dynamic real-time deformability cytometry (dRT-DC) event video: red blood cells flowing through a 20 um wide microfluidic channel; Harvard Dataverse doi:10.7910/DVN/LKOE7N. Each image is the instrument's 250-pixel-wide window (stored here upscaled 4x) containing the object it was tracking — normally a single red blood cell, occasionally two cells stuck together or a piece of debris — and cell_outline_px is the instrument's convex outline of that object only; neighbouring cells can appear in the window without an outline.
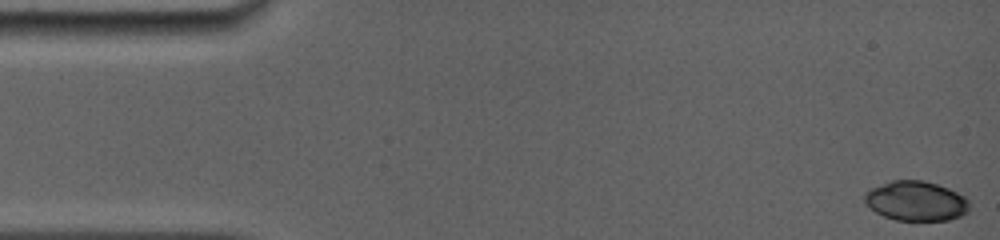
{"species": "common noctule bat (a hibernating species)", "species_latin": "Nyctalus noctula", "temperature_condition": "room temperature", "stored_images_in_passage": 12, "camera_frame_rate_fps": 5000, "um_per_image_px": 0.085, "animal": {"sex": "female", "body_mass_g": 19.0, "forearm_length_mm": 56.7}, "frame": {"image": 1, "passage_image": 1, "time_ms": 0.0, "image_size_px": [1000, 240], "cell_outline_px": [[968, 212], [960, 216], [948, 220], [896, 220], [884, 216], [876, 212], [864, 200], [864, 192], [868, 188], [892, 180], [924, 180], [948, 188], [964, 196], [968, 200]], "centroid_in_image_um": [77.84, 17.07], "position_along_channel_um": 7.2, "area_um2": 24.22}}
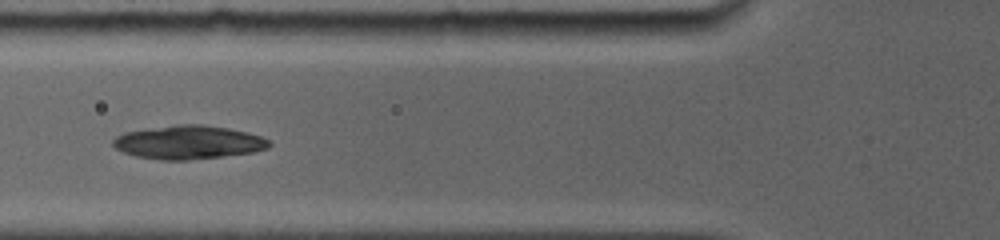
{"frame": {"image": 2, "passage_image": 7, "time_ms": 5.8, "image_size_px": [1000, 240], "cell_outline_px": [[272, 144], [268, 148], [252, 152], [188, 160], [160, 160], [136, 156], [124, 152], [116, 148], [112, 144], [112, 140], [116, 136], [124, 132], [176, 124], [204, 124], [228, 128], [248, 132], [260, 136], [268, 140]], "centroid_in_image_um": [16.0, 12.08], "position_along_channel_um": 109.8, "area_um2": 30.46}}
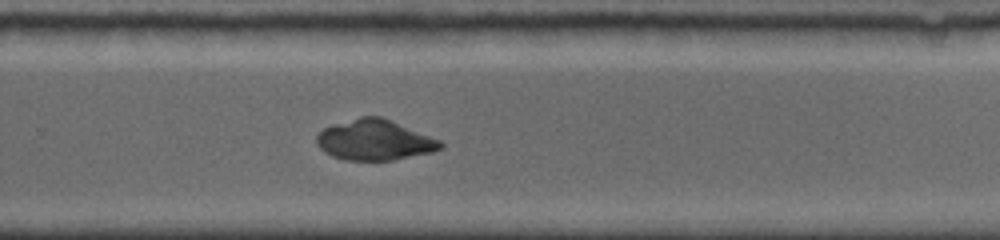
{"frame": {"image": 3, "passage_image": 12, "time_ms": 10.6, "image_size_px": [1000, 240], "cell_outline_px": [[444, 148], [432, 152], [392, 160], [344, 160], [332, 156], [324, 152], [316, 144], [316, 136], [324, 128], [332, 124], [360, 116], [380, 116], [440, 140], [444, 144]], "centroid_in_image_um": [31.82, 11.9], "position_along_channel_um": 298.0, "area_um2": 29.19}}